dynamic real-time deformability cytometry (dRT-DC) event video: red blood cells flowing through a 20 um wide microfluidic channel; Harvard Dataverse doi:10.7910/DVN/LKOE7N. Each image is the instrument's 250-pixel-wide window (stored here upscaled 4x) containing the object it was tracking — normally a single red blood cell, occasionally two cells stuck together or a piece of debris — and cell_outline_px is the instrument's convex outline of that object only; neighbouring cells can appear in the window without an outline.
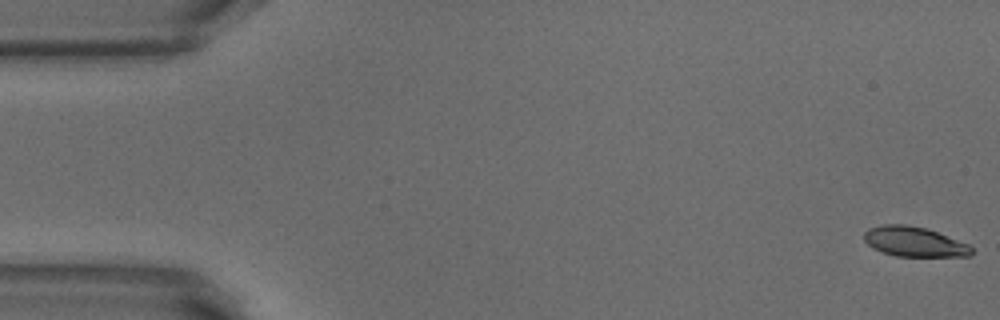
{"species": "common noctule bat (a hibernating species)", "species_latin": "Nyctalus noctula", "temperature_condition": "warm", "stored_images_in_passage": 41, "camera_frame_rate_fps": 3000, "um_per_image_px": 0.085, "animal": {"sex": "male", "body_mass_g": 18.8}, "frame": {"image": 1, "passage_image": 1, "time_ms": 0.0, "image_size_px": [1000, 320], "cell_outline_px": [[972, 252], [968, 256], [896, 256], [872, 248], [864, 240], [864, 232], [868, 228], [884, 224], [904, 224], [928, 228], [968, 244], [972, 248]], "centroid_in_image_um": [77.69, 20.53], "position_along_channel_um": 7.3, "area_um2": 18.67}}
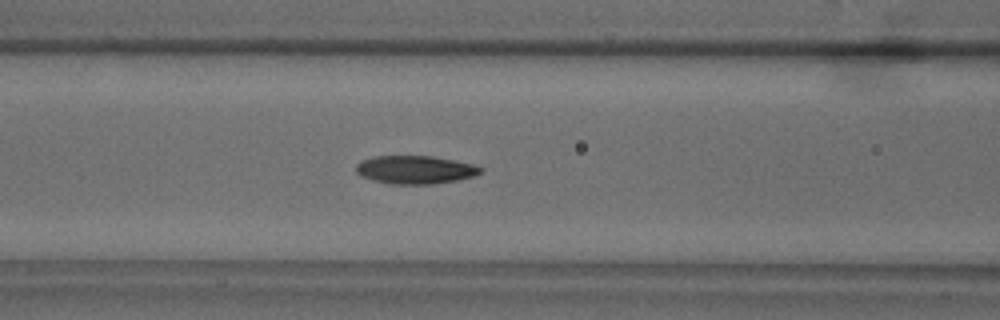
{"frame": {"image": 2, "passage_image": 21, "time_ms": 6.667, "image_size_px": [1000, 320], "cell_outline_px": [[484, 172], [472, 176], [456, 180], [432, 184], [392, 184], [372, 180], [360, 176], [356, 172], [356, 164], [360, 160], [372, 156], [432, 156], [472, 164], [484, 168]], "centroid_in_image_um": [35.25, 14.42], "position_along_channel_um": 131.3, "area_um2": 20.52}}
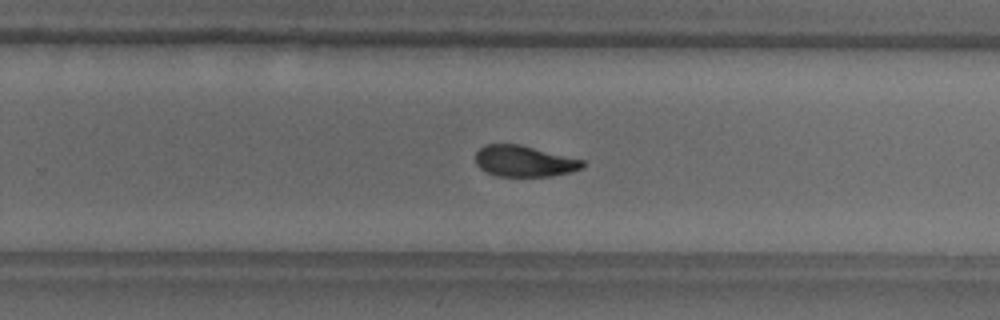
{"frame": {"image": 3, "passage_image": 33, "time_ms": 10.667, "image_size_px": [1000, 320], "cell_outline_px": [[584, 168], [552, 176], [496, 176], [480, 168], [476, 164], [476, 152], [484, 144], [520, 144], [584, 160]], "centroid_in_image_um": [44.55, 13.69], "position_along_channel_um": 285.2, "area_um2": 19.36}}